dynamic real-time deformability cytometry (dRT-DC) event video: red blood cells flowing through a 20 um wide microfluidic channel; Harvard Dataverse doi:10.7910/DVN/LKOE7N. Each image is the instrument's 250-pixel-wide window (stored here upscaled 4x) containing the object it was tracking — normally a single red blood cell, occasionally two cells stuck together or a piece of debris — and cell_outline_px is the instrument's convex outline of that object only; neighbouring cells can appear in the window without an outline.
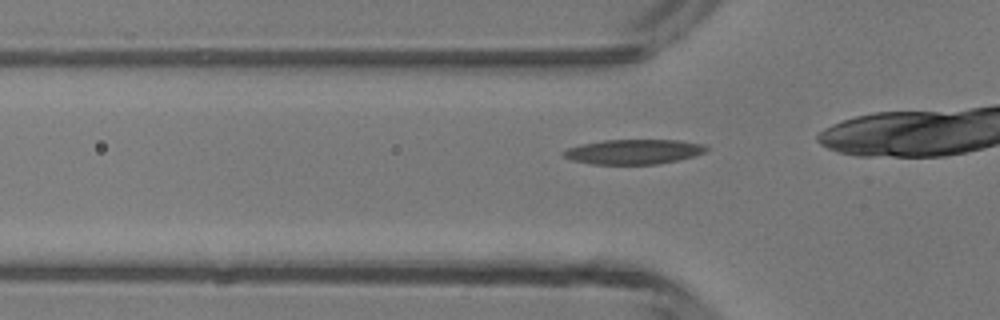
{"species": "common noctule bat (a hibernating species)", "species_latin": "Nyctalus noctula", "temperature_condition": "room temperature", "stored_images_in_passage": 25, "camera_frame_rate_fps": 3000, "um_per_image_px": 0.085, "animal": {"sex": "male", "body_mass_g": 13.3}, "frame": {"image": 1, "passage_image": 3, "time_ms": 0.667, "image_size_px": [1000, 320], "cell_outline_px": [[708, 148], [704, 152], [692, 156], [676, 160], [656, 164], [592, 164], [572, 160], [564, 156], [560, 152], [568, 148], [580, 144], [604, 140], [676, 140], [704, 144]], "centroid_in_image_um": [53.81, 12.89], "position_along_channel_um": 72.0, "area_um2": 20.46}}
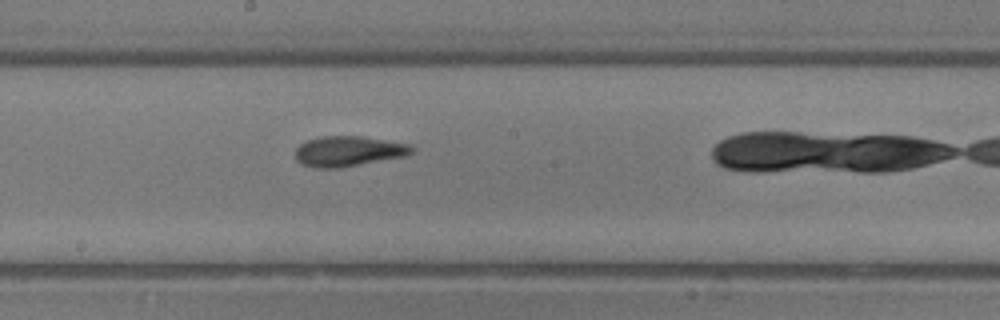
{"frame": {"image": 2, "passage_image": 13, "time_ms": 4.0, "image_size_px": [1000, 320], "cell_outline_px": [[416, 148], [412, 152], [404, 156], [336, 168], [316, 168], [304, 164], [296, 160], [296, 148], [304, 140], [320, 136], [360, 136], [408, 144]], "centroid_in_image_um": [29.57, 12.84], "position_along_channel_um": 218.6, "area_um2": 20.29}}
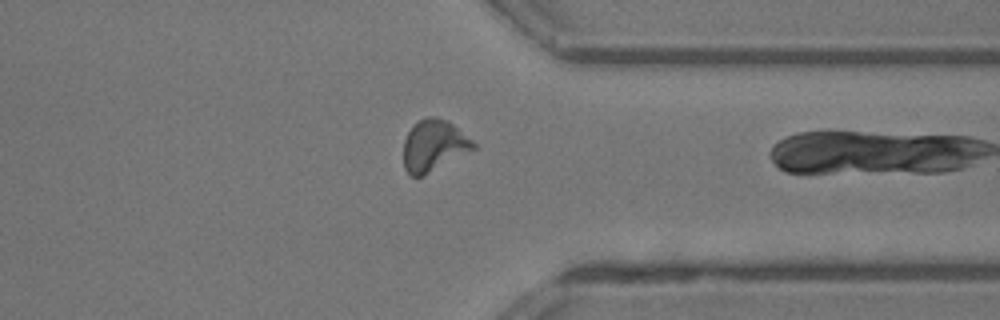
{"frame": {"image": 3, "passage_image": 24, "time_ms": 7.667, "image_size_px": [1000, 320], "cell_outline_px": [[476, 148], [424, 176], [408, 176], [404, 168], [404, 140], [408, 132], [420, 120], [428, 116], [436, 116], [452, 124], [472, 140], [476, 144]], "centroid_in_image_um": [36.86, 12.41], "position_along_channel_um": 374.5, "area_um2": 20.75}}